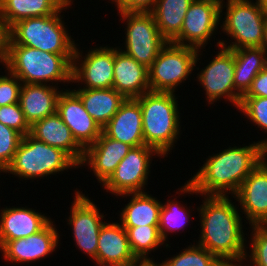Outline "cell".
<instances>
[{
    "label": "cell",
    "instance_id": "8d00e7d4",
    "mask_svg": "<svg viewBox=\"0 0 267 266\" xmlns=\"http://www.w3.org/2000/svg\"><path fill=\"white\" fill-rule=\"evenodd\" d=\"M5 75H0V106L19 102L22 82L7 68Z\"/></svg>",
    "mask_w": 267,
    "mask_h": 266
},
{
    "label": "cell",
    "instance_id": "cb8c5ba5",
    "mask_svg": "<svg viewBox=\"0 0 267 266\" xmlns=\"http://www.w3.org/2000/svg\"><path fill=\"white\" fill-rule=\"evenodd\" d=\"M62 90L64 88L52 85L22 84L18 103L30 126L57 112V101Z\"/></svg>",
    "mask_w": 267,
    "mask_h": 266
},
{
    "label": "cell",
    "instance_id": "f1b7e54d",
    "mask_svg": "<svg viewBox=\"0 0 267 266\" xmlns=\"http://www.w3.org/2000/svg\"><path fill=\"white\" fill-rule=\"evenodd\" d=\"M194 0H157L150 11L161 36L172 42L180 33L186 12Z\"/></svg>",
    "mask_w": 267,
    "mask_h": 266
},
{
    "label": "cell",
    "instance_id": "484cf974",
    "mask_svg": "<svg viewBox=\"0 0 267 266\" xmlns=\"http://www.w3.org/2000/svg\"><path fill=\"white\" fill-rule=\"evenodd\" d=\"M80 97L85 110L103 128L117 113L126 98L113 88H72Z\"/></svg>",
    "mask_w": 267,
    "mask_h": 266
},
{
    "label": "cell",
    "instance_id": "ba28073f",
    "mask_svg": "<svg viewBox=\"0 0 267 266\" xmlns=\"http://www.w3.org/2000/svg\"><path fill=\"white\" fill-rule=\"evenodd\" d=\"M201 50L167 42L148 68L150 91L175 93L177 87L191 77L193 70H199Z\"/></svg>",
    "mask_w": 267,
    "mask_h": 266
},
{
    "label": "cell",
    "instance_id": "60d3db41",
    "mask_svg": "<svg viewBox=\"0 0 267 266\" xmlns=\"http://www.w3.org/2000/svg\"><path fill=\"white\" fill-rule=\"evenodd\" d=\"M135 266H161L160 262L154 260L138 261Z\"/></svg>",
    "mask_w": 267,
    "mask_h": 266
},
{
    "label": "cell",
    "instance_id": "1f68e13d",
    "mask_svg": "<svg viewBox=\"0 0 267 266\" xmlns=\"http://www.w3.org/2000/svg\"><path fill=\"white\" fill-rule=\"evenodd\" d=\"M173 257H168L160 262L161 266H225L215 255L195 243H190Z\"/></svg>",
    "mask_w": 267,
    "mask_h": 266
},
{
    "label": "cell",
    "instance_id": "9c48e42d",
    "mask_svg": "<svg viewBox=\"0 0 267 266\" xmlns=\"http://www.w3.org/2000/svg\"><path fill=\"white\" fill-rule=\"evenodd\" d=\"M119 13V14H118ZM126 25L124 46L118 48L149 68L167 41L161 36L151 12H117Z\"/></svg>",
    "mask_w": 267,
    "mask_h": 266
},
{
    "label": "cell",
    "instance_id": "8fae6325",
    "mask_svg": "<svg viewBox=\"0 0 267 266\" xmlns=\"http://www.w3.org/2000/svg\"><path fill=\"white\" fill-rule=\"evenodd\" d=\"M215 55L206 66L197 73V84L202 86L208 104H214L225 99L236 107L240 104L242 96L234 87L235 59L234 52L222 46L217 47Z\"/></svg>",
    "mask_w": 267,
    "mask_h": 266
},
{
    "label": "cell",
    "instance_id": "7bdbcfd3",
    "mask_svg": "<svg viewBox=\"0 0 267 266\" xmlns=\"http://www.w3.org/2000/svg\"><path fill=\"white\" fill-rule=\"evenodd\" d=\"M261 47L266 51L267 53V19L265 21V27H264V37Z\"/></svg>",
    "mask_w": 267,
    "mask_h": 266
},
{
    "label": "cell",
    "instance_id": "e0dca14e",
    "mask_svg": "<svg viewBox=\"0 0 267 266\" xmlns=\"http://www.w3.org/2000/svg\"><path fill=\"white\" fill-rule=\"evenodd\" d=\"M57 113L84 149L100 137L101 126L85 110L80 97L72 89H64L60 93Z\"/></svg>",
    "mask_w": 267,
    "mask_h": 266
},
{
    "label": "cell",
    "instance_id": "d4e9b609",
    "mask_svg": "<svg viewBox=\"0 0 267 266\" xmlns=\"http://www.w3.org/2000/svg\"><path fill=\"white\" fill-rule=\"evenodd\" d=\"M119 197L130 198L118 215L119 222L123 227L159 225L162 202L157 197L146 191L122 194L116 198Z\"/></svg>",
    "mask_w": 267,
    "mask_h": 266
},
{
    "label": "cell",
    "instance_id": "ab89813d",
    "mask_svg": "<svg viewBox=\"0 0 267 266\" xmlns=\"http://www.w3.org/2000/svg\"><path fill=\"white\" fill-rule=\"evenodd\" d=\"M8 39V28L0 21V63L4 69L7 67Z\"/></svg>",
    "mask_w": 267,
    "mask_h": 266
},
{
    "label": "cell",
    "instance_id": "7a4b0ae2",
    "mask_svg": "<svg viewBox=\"0 0 267 266\" xmlns=\"http://www.w3.org/2000/svg\"><path fill=\"white\" fill-rule=\"evenodd\" d=\"M197 208L200 235L196 244L207 249L225 265L243 266L248 250L243 216L234 196L202 195ZM235 204V205H234ZM242 216V217H241ZM247 249V250H246Z\"/></svg>",
    "mask_w": 267,
    "mask_h": 266
},
{
    "label": "cell",
    "instance_id": "7402d4cb",
    "mask_svg": "<svg viewBox=\"0 0 267 266\" xmlns=\"http://www.w3.org/2000/svg\"><path fill=\"white\" fill-rule=\"evenodd\" d=\"M30 135L36 140L66 152L78 165L84 158L85 149L75 140L70 128L56 112L35 122Z\"/></svg>",
    "mask_w": 267,
    "mask_h": 266
},
{
    "label": "cell",
    "instance_id": "5bb4252c",
    "mask_svg": "<svg viewBox=\"0 0 267 266\" xmlns=\"http://www.w3.org/2000/svg\"><path fill=\"white\" fill-rule=\"evenodd\" d=\"M221 2L222 0H194L186 12L179 35L172 42L198 50L206 47L220 29Z\"/></svg>",
    "mask_w": 267,
    "mask_h": 266
},
{
    "label": "cell",
    "instance_id": "4316f807",
    "mask_svg": "<svg viewBox=\"0 0 267 266\" xmlns=\"http://www.w3.org/2000/svg\"><path fill=\"white\" fill-rule=\"evenodd\" d=\"M69 0H0V21L9 29L14 23L56 14Z\"/></svg>",
    "mask_w": 267,
    "mask_h": 266
},
{
    "label": "cell",
    "instance_id": "ee69618b",
    "mask_svg": "<svg viewBox=\"0 0 267 266\" xmlns=\"http://www.w3.org/2000/svg\"><path fill=\"white\" fill-rule=\"evenodd\" d=\"M261 7H262V11L264 12V15L267 18V0H259Z\"/></svg>",
    "mask_w": 267,
    "mask_h": 266
},
{
    "label": "cell",
    "instance_id": "ffe728a7",
    "mask_svg": "<svg viewBox=\"0 0 267 266\" xmlns=\"http://www.w3.org/2000/svg\"><path fill=\"white\" fill-rule=\"evenodd\" d=\"M50 216L28 206H12L0 209V245L4 241L26 238L42 230L50 221Z\"/></svg>",
    "mask_w": 267,
    "mask_h": 266
},
{
    "label": "cell",
    "instance_id": "30bf717a",
    "mask_svg": "<svg viewBox=\"0 0 267 266\" xmlns=\"http://www.w3.org/2000/svg\"><path fill=\"white\" fill-rule=\"evenodd\" d=\"M156 156L159 159L163 158L152 147L146 145L131 147L102 188L116 197L127 193L144 192L151 176L152 158Z\"/></svg>",
    "mask_w": 267,
    "mask_h": 266
},
{
    "label": "cell",
    "instance_id": "d590c367",
    "mask_svg": "<svg viewBox=\"0 0 267 266\" xmlns=\"http://www.w3.org/2000/svg\"><path fill=\"white\" fill-rule=\"evenodd\" d=\"M0 122L19 132L23 137L30 134L31 126L28 124L19 103L0 106Z\"/></svg>",
    "mask_w": 267,
    "mask_h": 266
},
{
    "label": "cell",
    "instance_id": "9a60e30c",
    "mask_svg": "<svg viewBox=\"0 0 267 266\" xmlns=\"http://www.w3.org/2000/svg\"><path fill=\"white\" fill-rule=\"evenodd\" d=\"M55 221H50L42 230L26 238L4 241L0 245L2 258L9 264L35 263L49 257L60 246V235ZM59 244V245H58ZM15 263V264H14Z\"/></svg>",
    "mask_w": 267,
    "mask_h": 266
},
{
    "label": "cell",
    "instance_id": "f546056e",
    "mask_svg": "<svg viewBox=\"0 0 267 266\" xmlns=\"http://www.w3.org/2000/svg\"><path fill=\"white\" fill-rule=\"evenodd\" d=\"M158 226L124 227L128 234L131 251L139 261L154 260L153 257H149V254L156 251L160 246L161 248L162 246L167 249L171 248L162 239Z\"/></svg>",
    "mask_w": 267,
    "mask_h": 266
},
{
    "label": "cell",
    "instance_id": "e575fe53",
    "mask_svg": "<svg viewBox=\"0 0 267 266\" xmlns=\"http://www.w3.org/2000/svg\"><path fill=\"white\" fill-rule=\"evenodd\" d=\"M23 136L0 122V172L11 164Z\"/></svg>",
    "mask_w": 267,
    "mask_h": 266
},
{
    "label": "cell",
    "instance_id": "d6986e66",
    "mask_svg": "<svg viewBox=\"0 0 267 266\" xmlns=\"http://www.w3.org/2000/svg\"><path fill=\"white\" fill-rule=\"evenodd\" d=\"M113 86L126 99L138 98L149 92L148 68L127 55L118 46L114 47Z\"/></svg>",
    "mask_w": 267,
    "mask_h": 266
},
{
    "label": "cell",
    "instance_id": "74e56055",
    "mask_svg": "<svg viewBox=\"0 0 267 266\" xmlns=\"http://www.w3.org/2000/svg\"><path fill=\"white\" fill-rule=\"evenodd\" d=\"M118 12H150L157 0H110Z\"/></svg>",
    "mask_w": 267,
    "mask_h": 266
},
{
    "label": "cell",
    "instance_id": "836d02e7",
    "mask_svg": "<svg viewBox=\"0 0 267 266\" xmlns=\"http://www.w3.org/2000/svg\"><path fill=\"white\" fill-rule=\"evenodd\" d=\"M251 238L243 266H267V224L250 225ZM248 260V261H247ZM247 262V264H245Z\"/></svg>",
    "mask_w": 267,
    "mask_h": 266
},
{
    "label": "cell",
    "instance_id": "4fadbf2b",
    "mask_svg": "<svg viewBox=\"0 0 267 266\" xmlns=\"http://www.w3.org/2000/svg\"><path fill=\"white\" fill-rule=\"evenodd\" d=\"M78 46L77 42L72 60V83H77L78 88H112L114 47L94 46L85 51ZM83 51L87 52L85 56Z\"/></svg>",
    "mask_w": 267,
    "mask_h": 266
},
{
    "label": "cell",
    "instance_id": "6da1fadb",
    "mask_svg": "<svg viewBox=\"0 0 267 266\" xmlns=\"http://www.w3.org/2000/svg\"><path fill=\"white\" fill-rule=\"evenodd\" d=\"M228 146L209 155L199 170L176 190L180 195H234L243 181L267 156V149L258 141ZM180 194V195H179Z\"/></svg>",
    "mask_w": 267,
    "mask_h": 266
},
{
    "label": "cell",
    "instance_id": "8992f818",
    "mask_svg": "<svg viewBox=\"0 0 267 266\" xmlns=\"http://www.w3.org/2000/svg\"><path fill=\"white\" fill-rule=\"evenodd\" d=\"M79 168V165L62 149L25 135L15 152L11 164L3 172L14 175L21 181L44 179V177ZM10 173V174H9Z\"/></svg>",
    "mask_w": 267,
    "mask_h": 266
},
{
    "label": "cell",
    "instance_id": "3957f363",
    "mask_svg": "<svg viewBox=\"0 0 267 266\" xmlns=\"http://www.w3.org/2000/svg\"><path fill=\"white\" fill-rule=\"evenodd\" d=\"M142 110L145 145L168 157L181 135L178 97L173 92H146L136 98Z\"/></svg>",
    "mask_w": 267,
    "mask_h": 266
},
{
    "label": "cell",
    "instance_id": "277c9868",
    "mask_svg": "<svg viewBox=\"0 0 267 266\" xmlns=\"http://www.w3.org/2000/svg\"><path fill=\"white\" fill-rule=\"evenodd\" d=\"M74 54H54L23 45H8L7 69L25 84L72 82ZM60 82V83H59Z\"/></svg>",
    "mask_w": 267,
    "mask_h": 266
},
{
    "label": "cell",
    "instance_id": "b9f144b4",
    "mask_svg": "<svg viewBox=\"0 0 267 266\" xmlns=\"http://www.w3.org/2000/svg\"><path fill=\"white\" fill-rule=\"evenodd\" d=\"M97 266H135L136 263H126V264H118V263H98L95 262Z\"/></svg>",
    "mask_w": 267,
    "mask_h": 266
},
{
    "label": "cell",
    "instance_id": "ac0fdd59",
    "mask_svg": "<svg viewBox=\"0 0 267 266\" xmlns=\"http://www.w3.org/2000/svg\"><path fill=\"white\" fill-rule=\"evenodd\" d=\"M131 146L108 137L103 131L95 143L85 149L79 168L88 166L90 172L103 185L114 173L120 161L128 154Z\"/></svg>",
    "mask_w": 267,
    "mask_h": 266
},
{
    "label": "cell",
    "instance_id": "52a82bcc",
    "mask_svg": "<svg viewBox=\"0 0 267 266\" xmlns=\"http://www.w3.org/2000/svg\"><path fill=\"white\" fill-rule=\"evenodd\" d=\"M226 1L222 0L221 2V20L224 21H220L222 23L220 30L230 37L232 42L219 39L215 46H222L231 50L261 47L267 18L262 11L260 1ZM224 8H226V12H223Z\"/></svg>",
    "mask_w": 267,
    "mask_h": 266
},
{
    "label": "cell",
    "instance_id": "4dcf8cb0",
    "mask_svg": "<svg viewBox=\"0 0 267 266\" xmlns=\"http://www.w3.org/2000/svg\"><path fill=\"white\" fill-rule=\"evenodd\" d=\"M186 205V206H185ZM181 203L177 197L173 196V199H169L162 203L159 217V231L162 239L168 245V234L183 232L184 227L192 221L191 218L193 208L191 210L187 207V204ZM191 217V218H190ZM187 223V224H186ZM183 229V230H182Z\"/></svg>",
    "mask_w": 267,
    "mask_h": 266
},
{
    "label": "cell",
    "instance_id": "f35d334b",
    "mask_svg": "<svg viewBox=\"0 0 267 266\" xmlns=\"http://www.w3.org/2000/svg\"><path fill=\"white\" fill-rule=\"evenodd\" d=\"M242 97L267 98V66L257 74L250 88Z\"/></svg>",
    "mask_w": 267,
    "mask_h": 266
},
{
    "label": "cell",
    "instance_id": "83f0119b",
    "mask_svg": "<svg viewBox=\"0 0 267 266\" xmlns=\"http://www.w3.org/2000/svg\"><path fill=\"white\" fill-rule=\"evenodd\" d=\"M235 59L234 87L243 96L257 74L267 66V53L262 47L232 50Z\"/></svg>",
    "mask_w": 267,
    "mask_h": 266
},
{
    "label": "cell",
    "instance_id": "2e32d148",
    "mask_svg": "<svg viewBox=\"0 0 267 266\" xmlns=\"http://www.w3.org/2000/svg\"><path fill=\"white\" fill-rule=\"evenodd\" d=\"M250 225L267 224V156L233 195Z\"/></svg>",
    "mask_w": 267,
    "mask_h": 266
},
{
    "label": "cell",
    "instance_id": "7c38bea8",
    "mask_svg": "<svg viewBox=\"0 0 267 266\" xmlns=\"http://www.w3.org/2000/svg\"><path fill=\"white\" fill-rule=\"evenodd\" d=\"M74 191V201L71 202L70 215L66 222L72 228L71 233L77 248L95 262L99 231L105 223V215L88 195L85 196L77 188Z\"/></svg>",
    "mask_w": 267,
    "mask_h": 266
},
{
    "label": "cell",
    "instance_id": "5b68a950",
    "mask_svg": "<svg viewBox=\"0 0 267 266\" xmlns=\"http://www.w3.org/2000/svg\"><path fill=\"white\" fill-rule=\"evenodd\" d=\"M74 1L69 0L56 14L14 23L8 29V45H23L54 54H74L77 43L61 15L65 9L71 8Z\"/></svg>",
    "mask_w": 267,
    "mask_h": 266
},
{
    "label": "cell",
    "instance_id": "44dd1931",
    "mask_svg": "<svg viewBox=\"0 0 267 266\" xmlns=\"http://www.w3.org/2000/svg\"><path fill=\"white\" fill-rule=\"evenodd\" d=\"M102 131L108 137L131 147L145 145L139 101L136 98L126 99Z\"/></svg>",
    "mask_w": 267,
    "mask_h": 266
},
{
    "label": "cell",
    "instance_id": "d6a6232c",
    "mask_svg": "<svg viewBox=\"0 0 267 266\" xmlns=\"http://www.w3.org/2000/svg\"><path fill=\"white\" fill-rule=\"evenodd\" d=\"M243 113L249 122L254 124L256 130L267 133V98L266 97H242L237 108ZM267 149V138L258 140Z\"/></svg>",
    "mask_w": 267,
    "mask_h": 266
},
{
    "label": "cell",
    "instance_id": "603a6c76",
    "mask_svg": "<svg viewBox=\"0 0 267 266\" xmlns=\"http://www.w3.org/2000/svg\"><path fill=\"white\" fill-rule=\"evenodd\" d=\"M138 261L131 251L128 234L122 224L106 220L99 231L95 262L126 264Z\"/></svg>",
    "mask_w": 267,
    "mask_h": 266
}]
</instances>
